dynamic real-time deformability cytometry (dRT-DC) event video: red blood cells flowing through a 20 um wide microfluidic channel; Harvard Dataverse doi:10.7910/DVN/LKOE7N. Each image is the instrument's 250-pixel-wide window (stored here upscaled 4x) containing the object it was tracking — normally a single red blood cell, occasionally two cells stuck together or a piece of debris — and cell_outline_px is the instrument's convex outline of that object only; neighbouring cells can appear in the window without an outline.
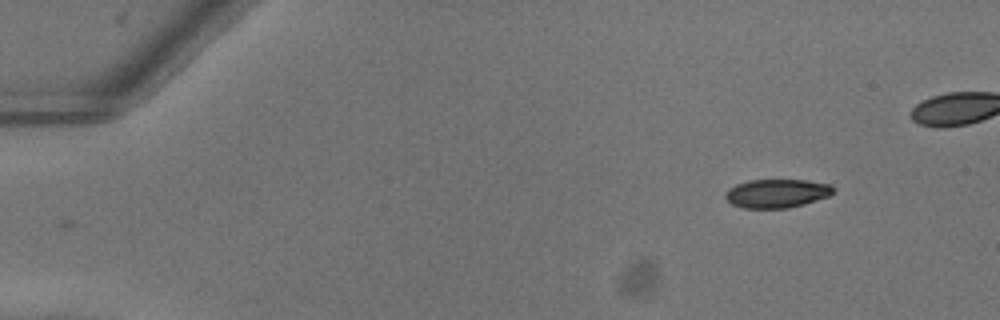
{"species": "common noctule bat (a hibernating species)", "species_latin": "Nyctalus noctula", "temperature_condition": "warm", "stored_images_in_passage": 43, "camera_frame_rate_fps": 3000, "um_per_image_px": 0.085, "animal": {"sex": "female"}, "frame": {"image": 1, "passage_image": 1, "time_ms": 0.0, "image_size_px": [1000, 320], "cell_outline_px": [[832, 192], [828, 196], [804, 204], [788, 208], [744, 208], [732, 204], [724, 196], [724, 192], [728, 188], [736, 184], [748, 180], [804, 180], [832, 184]], "centroid_in_image_um": [65.98, 16.43], "position_along_channel_um": 19.0, "area_um2": 17.98}}
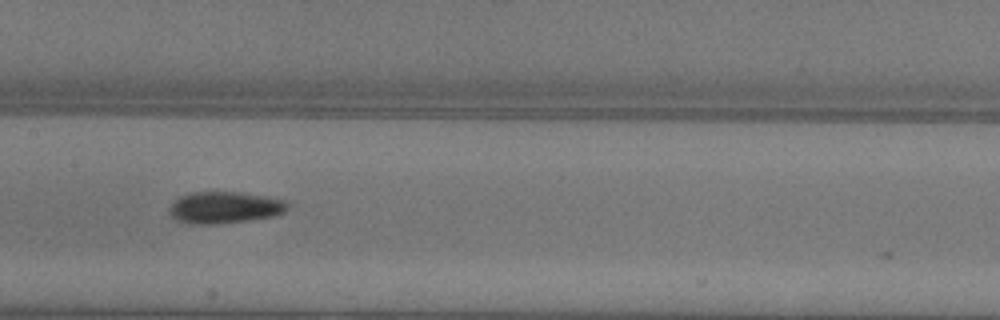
{"frame": {"image": 2, "passage_image": 22, "time_ms": 7.0, "image_size_px": [1000, 320], "cell_outline_px": [[288, 208], [284, 212], [272, 216], [220, 224], [196, 224], [176, 220], [172, 216], [172, 204], [180, 196], [192, 192], [240, 192], [288, 200]], "centroid_in_image_um": [19.14, 17.63], "position_along_channel_um": 188.3, "area_um2": 21.56}}
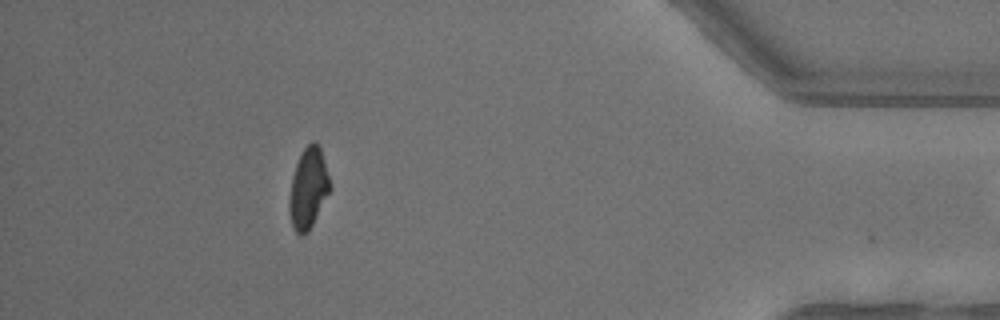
{"frame": {"image": 3, "passage_image": 42, "time_ms": 13.667, "image_size_px": [1000, 320], "cell_outline_px": [[332, 188], [308, 232], [300, 236], [292, 228], [288, 208], [288, 200], [292, 176], [296, 164], [304, 148], [312, 140], [316, 140], [320, 148]], "centroid_in_image_um": [26.19, 16.03], "position_along_channel_um": 409.0, "area_um2": 19.19}}